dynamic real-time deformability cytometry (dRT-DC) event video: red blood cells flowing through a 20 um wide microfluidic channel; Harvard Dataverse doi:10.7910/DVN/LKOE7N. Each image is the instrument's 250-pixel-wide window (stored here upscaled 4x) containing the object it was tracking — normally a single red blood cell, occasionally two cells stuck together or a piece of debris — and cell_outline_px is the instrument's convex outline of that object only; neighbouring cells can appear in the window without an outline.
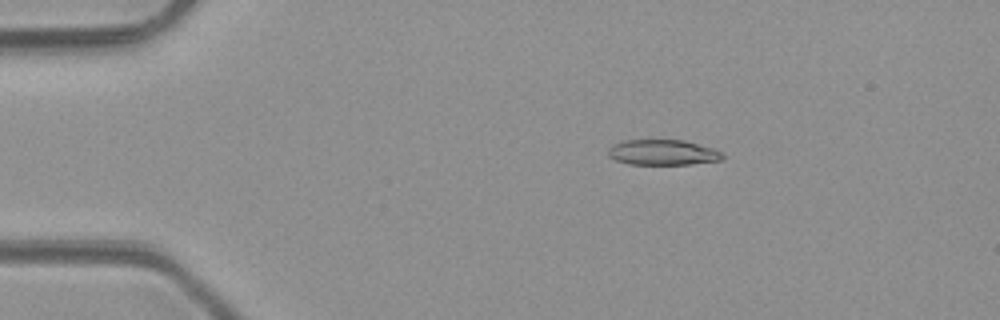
{"species": "common noctule bat (a hibernating species)", "species_latin": "Nyctalus noctula", "temperature_condition": "room temperature", "stored_images_in_passage": 4, "camera_frame_rate_fps": 3000, "um_per_image_px": 0.085, "animal": {"sex": "male", "body_mass_g": 23.1, "forearm_length_mm": 52.7}, "frame": {"image": 1, "passage_image": 2, "time_ms": 2.0, "image_size_px": [1000, 320], "cell_outline_px": [[724, 160], [692, 164], [628, 164], [616, 160], [608, 156], [608, 148], [612, 144], [620, 140], [684, 140], [712, 148], [724, 152]], "centroid_in_image_um": [56.34, 12.95], "position_along_channel_um": 28.7, "area_um2": 17.17}}
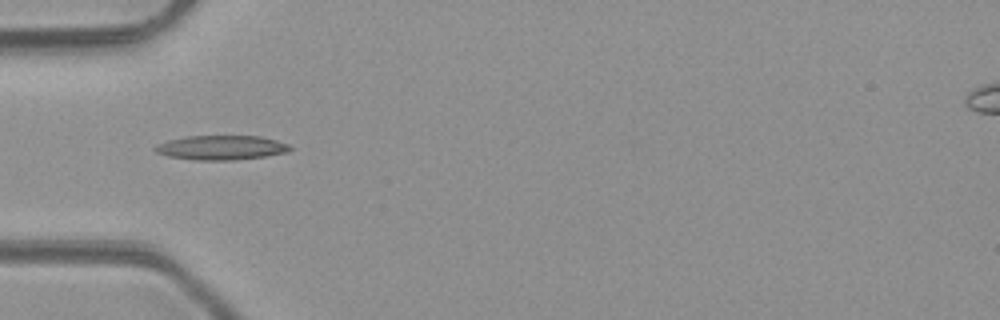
{"frame": {"image": 2, "passage_image": 4, "time_ms": 4.333, "image_size_px": [1000, 320], "cell_outline_px": [[292, 148], [288, 152], [264, 156], [232, 160], [192, 160], [168, 156], [156, 152], [152, 148], [156, 144], [168, 140], [184, 136], [260, 136], [276, 140], [288, 144]], "centroid_in_image_um": [18.76, 12.54], "position_along_channel_um": 66.2, "area_um2": 19.25}}